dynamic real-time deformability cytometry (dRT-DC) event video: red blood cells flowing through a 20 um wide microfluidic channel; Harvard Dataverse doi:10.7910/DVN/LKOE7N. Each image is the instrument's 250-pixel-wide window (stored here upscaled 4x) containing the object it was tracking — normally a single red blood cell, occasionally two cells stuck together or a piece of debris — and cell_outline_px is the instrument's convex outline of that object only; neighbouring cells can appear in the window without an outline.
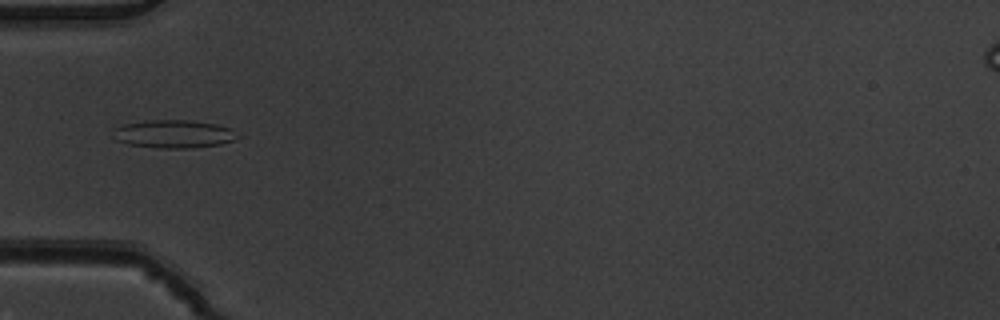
{"species": "common noctule bat (a hibernating species)", "species_latin": "Nyctalus noctula", "temperature_condition": "warm", "stored_images_in_passage": 6, "camera_frame_rate_fps": 3000, "um_per_image_px": 0.085, "animal": {"sex": "male", "body_mass_g": 19.5, "forearm_length_mm": 54.6}, "frame": {"image": 1, "passage_image": 6, "time_ms": 1.667, "image_size_px": [1000, 320], "cell_outline_px": [[244, 136], [220, 144], [192, 148], [160, 148], [128, 144], [116, 140], [112, 128], [124, 124], [144, 120], [188, 120], [216, 124], [232, 128]], "centroid_in_image_um": [14.8, 11.38], "position_along_channel_um": 70.2, "area_um2": 20.58}}